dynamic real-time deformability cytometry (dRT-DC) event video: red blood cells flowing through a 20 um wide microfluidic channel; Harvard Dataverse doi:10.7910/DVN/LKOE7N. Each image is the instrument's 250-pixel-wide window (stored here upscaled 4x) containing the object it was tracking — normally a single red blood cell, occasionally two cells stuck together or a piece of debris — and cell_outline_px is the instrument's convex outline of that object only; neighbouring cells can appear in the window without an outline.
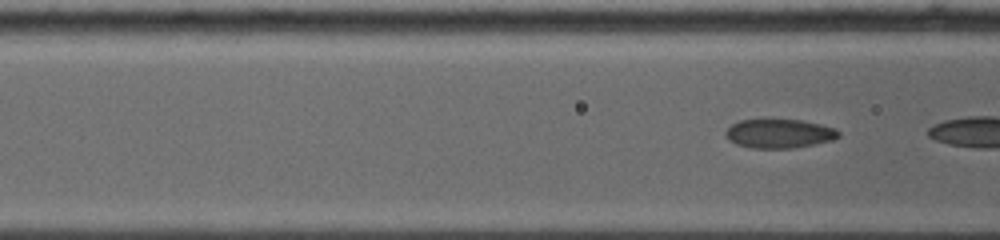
{"species": "common noctule bat (a hibernating species)", "species_latin": "Nyctalus noctula", "temperature_condition": "warm", "stored_images_in_passage": 5, "segment_of_instrument_passage": [2, 2], "camera_frame_rate_fps": 5000, "um_per_image_px": 0.085, "animal": {"sex": "female", "body_mass_g": 19.0, "forearm_length_mm": 53.3}, "frame": {"image": 1, "passage_image": 5, "time_ms": 3.6, "image_size_px": [1000, 240], "cell_outline_px": [[840, 136], [832, 140], [792, 148], [752, 148], [736, 144], [728, 140], [724, 136], [724, 132], [732, 124], [740, 120], [760, 116], [800, 120], [820, 124], [836, 128], [840, 132]], "centroid_in_image_um": [66.17, 11.3], "position_along_channel_um": 100.4, "area_um2": 19.88}}